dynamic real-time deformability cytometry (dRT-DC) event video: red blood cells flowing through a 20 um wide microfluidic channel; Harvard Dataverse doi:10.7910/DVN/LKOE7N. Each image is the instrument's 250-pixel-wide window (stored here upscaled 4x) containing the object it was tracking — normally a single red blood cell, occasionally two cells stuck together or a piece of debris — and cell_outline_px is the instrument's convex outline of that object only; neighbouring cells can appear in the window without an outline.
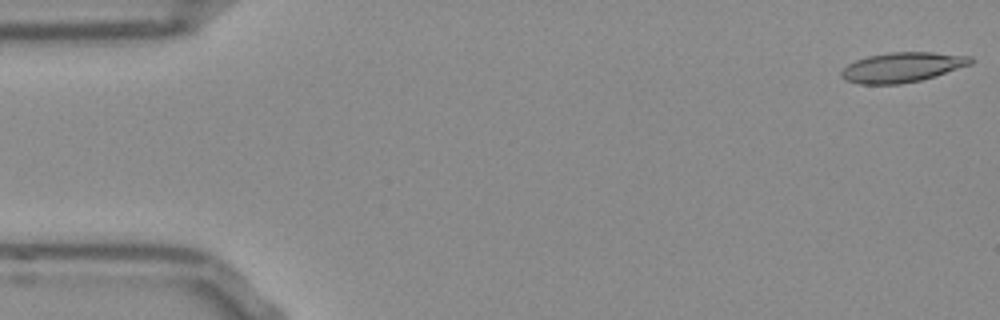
{"species": "Egyptian fruit bat (a non-hibernating species)", "species_latin": "Rousettus aegyptiacus", "temperature_condition": "room temperature", "stored_images_in_passage": 15, "camera_frame_rate_fps": 3000, "um_per_image_px": 0.085, "frame": {"image": 1, "passage_image": 1, "time_ms": 0.0, "image_size_px": [1000, 320], "cell_outline_px": [[972, 64], [936, 76], [920, 80], [900, 84], [860, 84], [848, 80], [840, 76], [840, 72], [848, 64], [856, 60], [868, 56], [888, 52], [932, 52], [972, 56]], "centroid_in_image_um": [76.71, 5.71], "position_along_channel_um": 8.3, "area_um2": 22.48}}
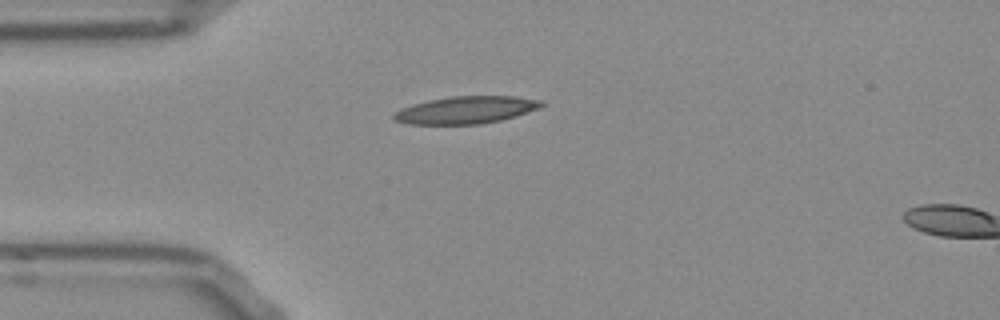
{"frame": {"image": 2, "passage_image": 13, "time_ms": 4.0, "image_size_px": [1000, 320], "cell_outline_px": [[544, 104], [540, 108], [516, 116], [500, 120], [480, 124], [408, 124], [392, 120], [392, 116], [400, 108], [412, 104], [428, 100], [452, 96], [516, 96], [544, 100]], "centroid_in_image_um": [39.61, 9.34], "position_along_channel_um": 45.4, "area_um2": 23.7}}